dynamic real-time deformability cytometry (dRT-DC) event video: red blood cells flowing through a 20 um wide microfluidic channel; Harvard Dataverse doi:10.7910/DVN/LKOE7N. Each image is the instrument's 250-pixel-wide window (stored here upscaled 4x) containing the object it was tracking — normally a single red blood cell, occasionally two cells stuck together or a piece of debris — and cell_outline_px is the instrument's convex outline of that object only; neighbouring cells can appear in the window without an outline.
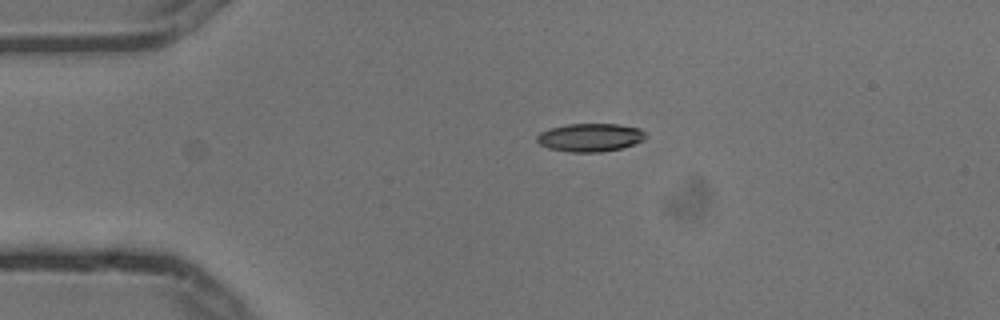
{"species": "common noctule bat (a hibernating species)", "species_latin": "Nyctalus noctula", "temperature_condition": "cold", "stored_images_in_passage": 2, "camera_frame_rate_fps": 3000, "um_per_image_px": 0.085, "animal": {"sex": "male", "body_mass_g": 13.3}, "frame": {"image": 1, "passage_image": 1, "time_ms": 0.0, "image_size_px": [1000, 320], "cell_outline_px": [[644, 140], [620, 148], [600, 152], [568, 152], [548, 148], [540, 144], [536, 140], [536, 136], [540, 132], [548, 128], [568, 124], [620, 124], [640, 128], [644, 132]], "centroid_in_image_um": [50.12, 11.68], "position_along_channel_um": 34.9, "area_um2": 17.86}}